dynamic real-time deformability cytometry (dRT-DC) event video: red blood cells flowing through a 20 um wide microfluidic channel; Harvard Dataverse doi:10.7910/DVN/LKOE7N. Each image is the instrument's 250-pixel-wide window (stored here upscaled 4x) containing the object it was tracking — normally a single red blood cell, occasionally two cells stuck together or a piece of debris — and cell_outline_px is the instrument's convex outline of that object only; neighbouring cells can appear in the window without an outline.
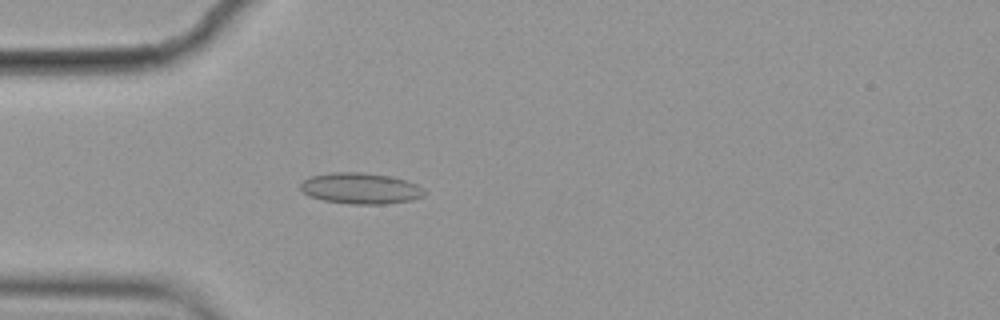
{"species": "common noctule bat (a hibernating species)", "species_latin": "Nyctalus noctula", "temperature_condition": "cold", "stored_images_in_passage": 53, "camera_frame_rate_fps": 3000, "um_per_image_px": 0.085, "animal": {"sex": "female", "body_mass_g": 19.9}, "frame": {"image": 1, "passage_image": 13, "time_ms": 4.0, "image_size_px": [1000, 320], "cell_outline_px": [[424, 196], [412, 200], [384, 204], [352, 204], [324, 200], [308, 196], [300, 188], [300, 184], [304, 180], [312, 176], [332, 172], [360, 172], [392, 176], [416, 184], [424, 188]], "centroid_in_image_um": [30.66, 16.01], "position_along_channel_um": 54.3, "area_um2": 22.37}}
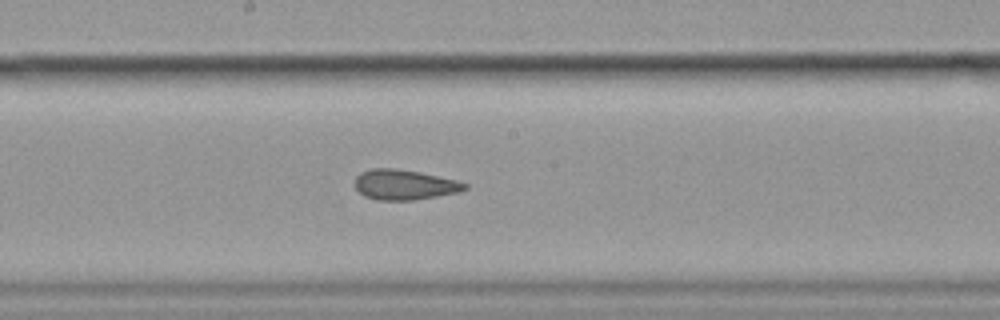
{"frame": {"image": 2, "passage_image": 27, "time_ms": 8.667, "image_size_px": [1000, 320], "cell_outline_px": [[468, 188], [460, 192], [412, 200], [376, 200], [364, 196], [356, 188], [356, 176], [360, 172], [372, 168], [396, 168], [420, 172], [456, 180], [468, 184]], "centroid_in_image_um": [34.38, 15.69], "position_along_channel_um": 213.8, "area_um2": 19.31}}
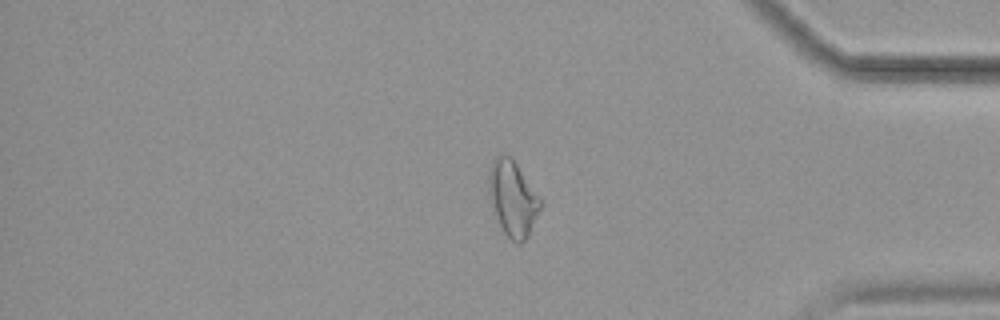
{"frame": {"image": 3, "passage_image": 44, "time_ms": 14.333, "image_size_px": [1000, 320], "cell_outline_px": [[540, 208], [528, 236], [520, 244], [516, 244], [504, 232], [488, 200], [488, 172], [492, 160], [500, 152], [504, 152], [512, 156], [540, 200]], "centroid_in_image_um": [43.52, 16.81], "position_along_channel_um": 391.7, "area_um2": 22.66}, "authors_computed_cell_mechanics": {"area_um2": 20.9814, "velocity_mm_per_s": 3.5561, "shape_relaxation_time_tau1_ms": null, "shape_relaxation_time_tau2_ms": 2.3863, "deformation_change_tau1": null, "deformation_change_tau2": 0.0792}}